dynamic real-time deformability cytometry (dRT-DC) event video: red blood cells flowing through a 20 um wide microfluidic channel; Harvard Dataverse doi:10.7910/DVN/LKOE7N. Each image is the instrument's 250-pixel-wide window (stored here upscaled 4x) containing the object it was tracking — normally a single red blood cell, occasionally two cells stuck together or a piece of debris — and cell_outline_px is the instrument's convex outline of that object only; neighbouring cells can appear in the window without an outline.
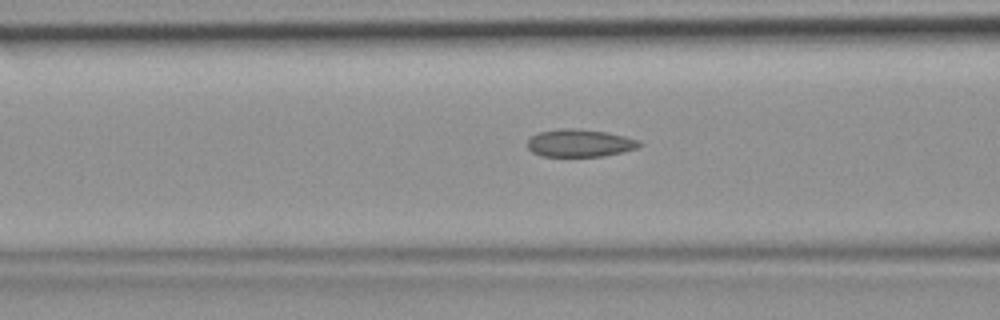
{"species": "common noctule bat (a hibernating species)", "species_latin": "Nyctalus noctula", "temperature_condition": "room temperature", "stored_images_in_passage": 46, "camera_frame_rate_fps": 3000, "um_per_image_px": 0.085, "animal": {"sex": "female", "body_mass_g": 19.9}, "frame": {"image": 1, "passage_image": 18, "time_ms": 5.667, "image_size_px": [1000, 320], "cell_outline_px": [[644, 144], [636, 148], [604, 156], [544, 156], [532, 152], [528, 148], [528, 140], [532, 136], [540, 132], [560, 128], [576, 128], [608, 132], [640, 140]], "centroid_in_image_um": [49.3, 12.15], "position_along_channel_um": 117.3, "area_um2": 17.98}}
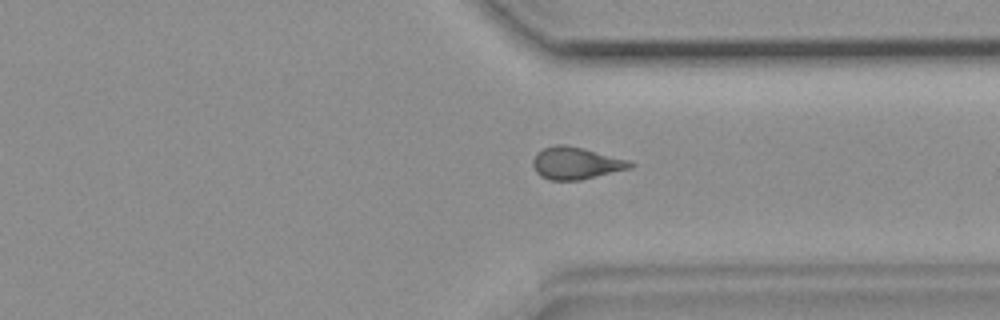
{"frame": {"image": 2, "passage_image": 35, "time_ms": 11.333, "image_size_px": [1000, 320], "cell_outline_px": [[636, 164], [632, 168], [580, 180], [548, 180], [540, 176], [536, 172], [532, 164], [532, 160], [536, 152], [544, 148], [556, 144], [564, 144], [584, 148], [632, 160]], "centroid_in_image_um": [48.98, 13.86], "position_along_channel_um": 362.4, "area_um2": 18.61}}
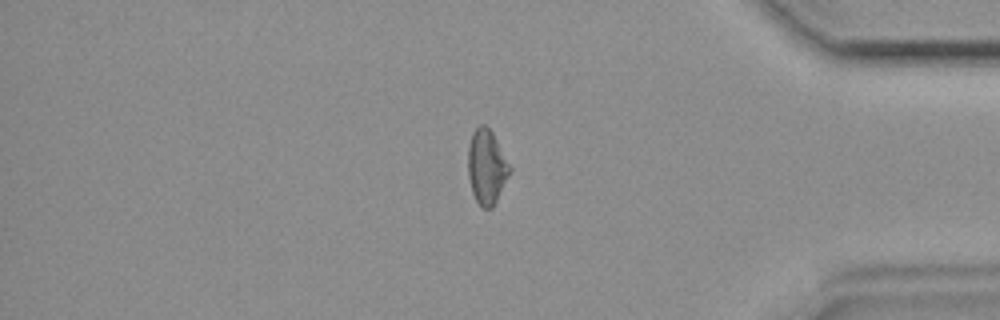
{"frame": {"image": 3, "passage_image": 39, "time_ms": 12.667, "image_size_px": [1000, 320], "cell_outline_px": [[512, 168], [492, 208], [480, 208], [472, 192], [468, 176], [468, 148], [472, 132], [480, 124], [484, 124], [492, 132]], "centroid_in_image_um": [41.35, 14.18], "position_along_channel_um": 393.9, "area_um2": 17.98}}